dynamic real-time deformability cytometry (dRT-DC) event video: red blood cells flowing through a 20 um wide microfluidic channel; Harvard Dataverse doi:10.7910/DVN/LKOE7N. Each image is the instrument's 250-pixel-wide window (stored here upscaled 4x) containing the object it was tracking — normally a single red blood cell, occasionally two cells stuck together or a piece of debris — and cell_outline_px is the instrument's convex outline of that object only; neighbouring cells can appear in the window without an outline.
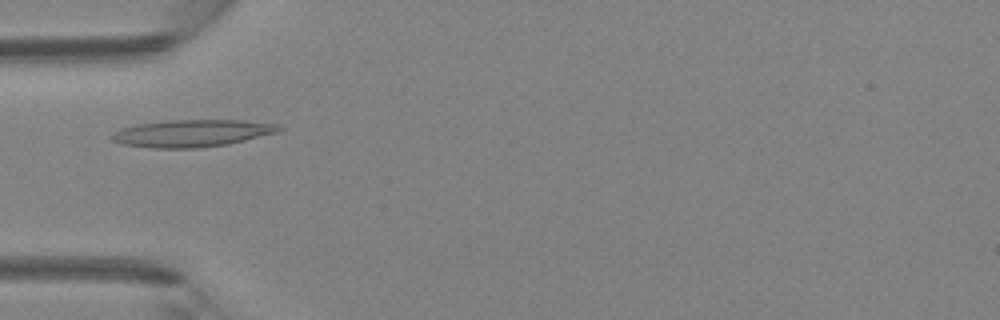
{"species": "Egyptian fruit bat (a non-hibernating species)", "species_latin": "Rousettus aegyptiacus", "temperature_condition": "room temperature", "stored_images_in_passage": 44, "camera_frame_rate_fps": 3000, "um_per_image_px": 0.085, "animal": {"sex": "female"}, "frame": {"image": 1, "passage_image": 12, "time_ms": 3.667, "image_size_px": [1000, 320], "cell_outline_px": [[284, 128], [280, 132], [228, 144], [196, 148], [152, 148], [124, 144], [112, 140], [112, 132], [120, 128], [136, 124], [168, 120], [240, 120], [276, 124]], "centroid_in_image_um": [16.33, 11.32], "position_along_channel_um": 68.7, "area_um2": 26.53}}
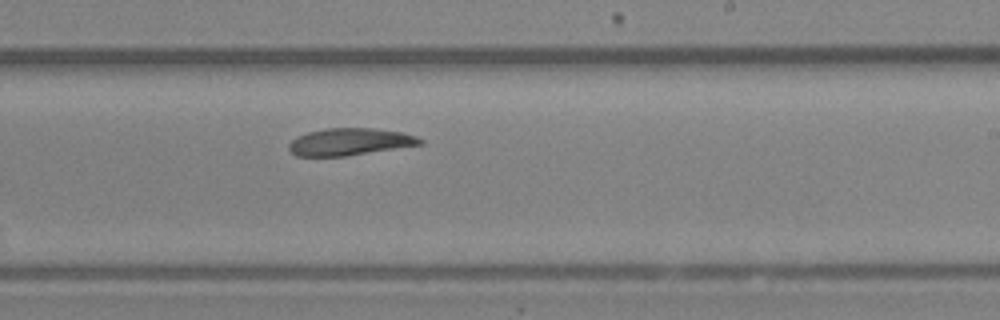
{"frame": {"image": 2, "passage_image": 25, "time_ms": 8.0, "image_size_px": [1000, 320], "cell_outline_px": [[424, 144], [344, 156], [296, 156], [288, 148], [288, 144], [296, 136], [308, 132], [328, 128], [372, 128], [404, 132], [416, 136], [424, 140]], "centroid_in_image_um": [29.74, 12.05], "position_along_channel_um": 259.3, "area_um2": 20.75}}
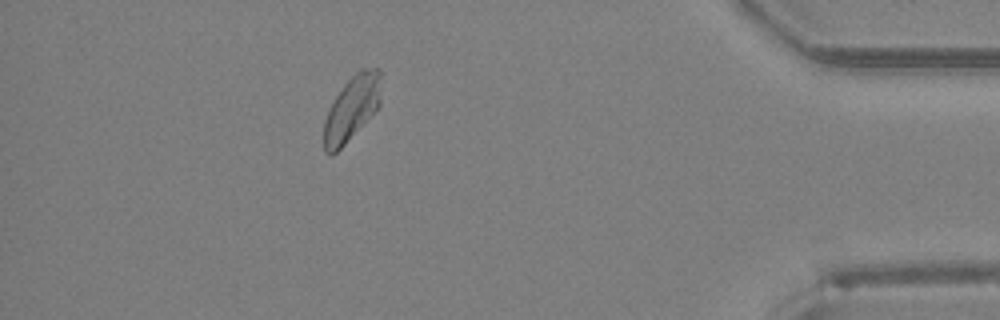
{"frame": {"image": 3, "passage_image": 38, "time_ms": 12.333, "image_size_px": [1000, 320], "cell_outline_px": [[380, 104], [372, 116], [332, 156], [328, 156], [324, 152], [324, 120], [336, 96], [344, 84], [360, 68], [380, 68]], "centroid_in_image_um": [29.9, 9.22], "position_along_channel_um": 405.3, "area_um2": 21.44}}